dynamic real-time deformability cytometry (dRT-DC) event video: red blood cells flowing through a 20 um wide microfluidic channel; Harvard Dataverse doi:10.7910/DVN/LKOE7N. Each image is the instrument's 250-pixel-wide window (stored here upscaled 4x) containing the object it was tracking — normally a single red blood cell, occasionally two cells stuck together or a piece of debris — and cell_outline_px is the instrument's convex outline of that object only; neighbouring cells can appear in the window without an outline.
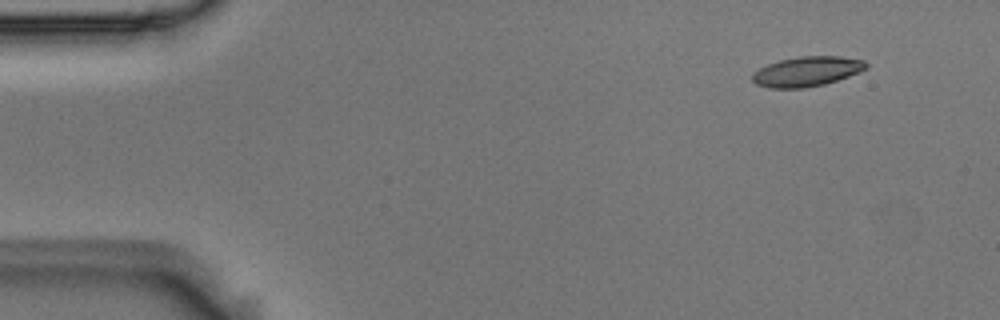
{"species": "Egyptian fruit bat (a non-hibernating species)", "species_latin": "Rousettus aegyptiacus", "temperature_condition": "room temperature", "stored_images_in_passage": 5, "camera_frame_rate_fps": 3000, "um_per_image_px": 0.085, "animal": {"sex": "male"}, "frame": {"image": 1, "passage_image": 1, "time_ms": 0.0, "image_size_px": [1000, 320], "cell_outline_px": [[868, 68], [848, 76], [824, 84], [804, 88], [768, 88], [756, 84], [752, 80], [752, 72], [768, 64], [780, 60], [800, 56], [840, 56], [864, 60], [868, 64]], "centroid_in_image_um": [68.57, 6.07], "position_along_channel_um": 16.4, "area_um2": 19.77}}
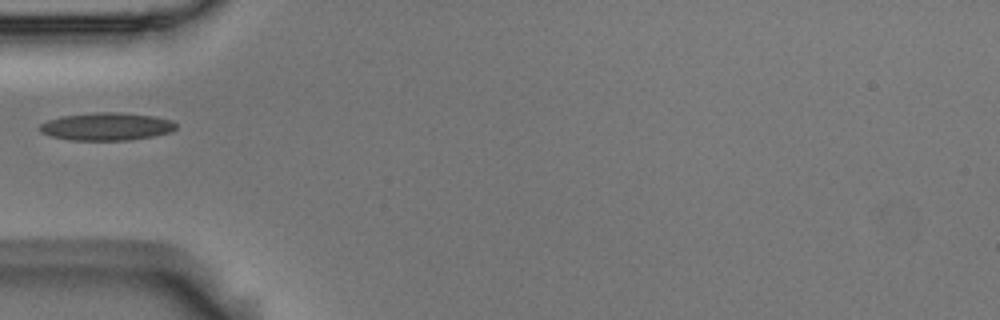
{"frame": {"image": 2, "passage_image": 4, "time_ms": 1.0, "image_size_px": [1000, 320], "cell_outline_px": [[176, 128], [168, 132], [152, 136], [128, 140], [72, 140], [52, 136], [40, 132], [36, 128], [40, 124], [48, 120], [64, 116], [96, 112], [120, 112], [152, 116], [172, 120], [176, 124]], "centroid_in_image_um": [9.02, 10.75], "position_along_channel_um": 76.0, "area_um2": 21.85}}
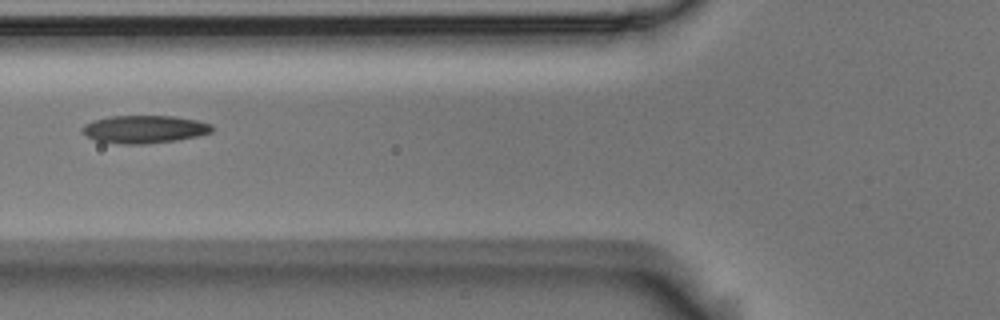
{"frame": {"image": 3, "passage_image": 5, "time_ms": 1.333, "image_size_px": [1000, 320], "cell_outline_px": [[212, 132], [196, 136], [176, 140], [144, 144], [120, 144], [96, 140], [88, 136], [80, 128], [84, 124], [92, 120], [108, 116], [176, 116], [196, 120], [212, 124]], "centroid_in_image_um": [12.25, 10.97], "position_along_channel_um": 113.5, "area_um2": 20.98}}